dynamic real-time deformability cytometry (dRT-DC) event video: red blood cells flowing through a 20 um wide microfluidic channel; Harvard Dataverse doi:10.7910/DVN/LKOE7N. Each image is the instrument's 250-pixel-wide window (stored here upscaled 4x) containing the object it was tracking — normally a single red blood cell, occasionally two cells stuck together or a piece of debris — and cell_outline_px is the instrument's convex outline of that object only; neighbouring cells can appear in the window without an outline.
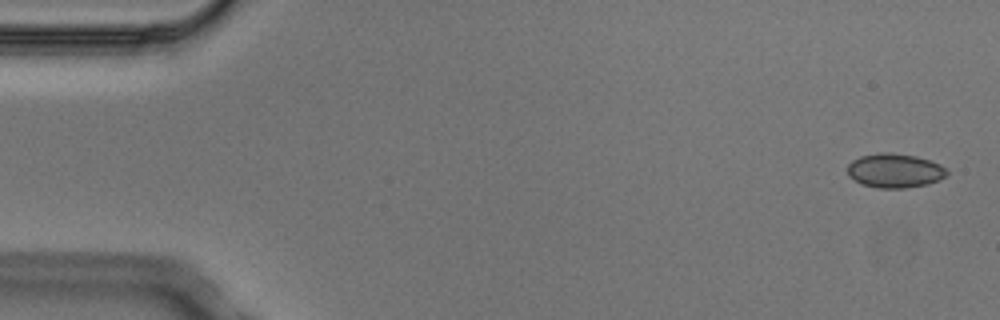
{"species": "Egyptian fruit bat (a non-hibernating species)", "species_latin": "Rousettus aegyptiacus", "temperature_condition": "cold", "stored_images_in_passage": 9, "camera_frame_rate_fps": 3000, "um_per_image_px": 0.085, "animal": {"sex": "male"}, "frame": {"image": 1, "passage_image": 1, "time_ms": 0.0, "image_size_px": [1000, 320], "cell_outline_px": [[948, 176], [940, 180], [928, 184], [904, 188], [880, 188], [860, 184], [848, 176], [848, 164], [852, 160], [860, 156], [880, 152], [892, 152], [916, 156], [940, 164], [948, 172]], "centroid_in_image_um": [76.05, 14.5], "position_along_channel_um": 9.0, "area_um2": 20.0}}
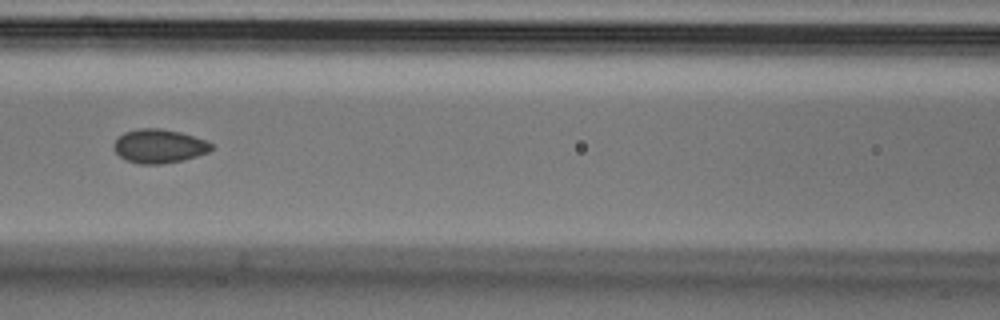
{"frame": {"image": 2, "passage_image": 6, "time_ms": 1.667, "image_size_px": [1000, 320], "cell_outline_px": [[212, 148], [208, 152], [184, 160], [160, 164], [140, 164], [128, 160], [120, 156], [112, 148], [112, 144], [124, 132], [140, 128], [160, 128], [180, 132], [204, 140], [212, 144]], "centroid_in_image_um": [13.49, 12.42], "position_along_channel_um": 153.1, "area_um2": 19.07}}
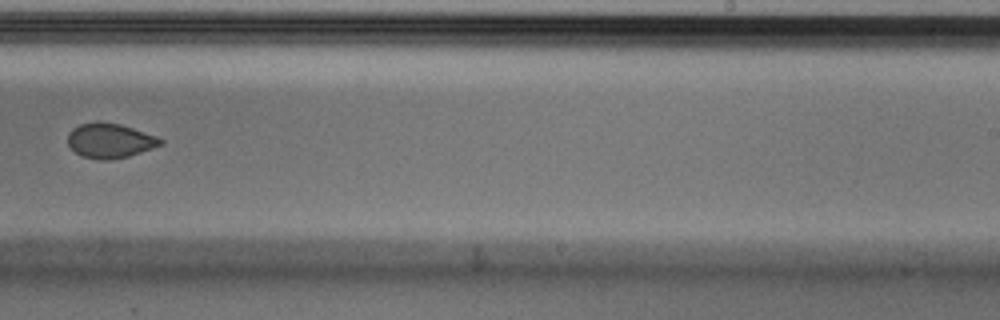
{"frame": {"image": 3, "passage_image": 9, "time_ms": 2.667, "image_size_px": [1000, 320], "cell_outline_px": [[164, 144], [128, 156], [108, 160], [100, 160], [84, 156], [76, 152], [68, 144], [68, 132], [72, 128], [80, 124], [120, 124], [156, 136], [164, 140]], "centroid_in_image_um": [9.36, 11.98], "position_along_channel_um": 279.6, "area_um2": 18.15}}